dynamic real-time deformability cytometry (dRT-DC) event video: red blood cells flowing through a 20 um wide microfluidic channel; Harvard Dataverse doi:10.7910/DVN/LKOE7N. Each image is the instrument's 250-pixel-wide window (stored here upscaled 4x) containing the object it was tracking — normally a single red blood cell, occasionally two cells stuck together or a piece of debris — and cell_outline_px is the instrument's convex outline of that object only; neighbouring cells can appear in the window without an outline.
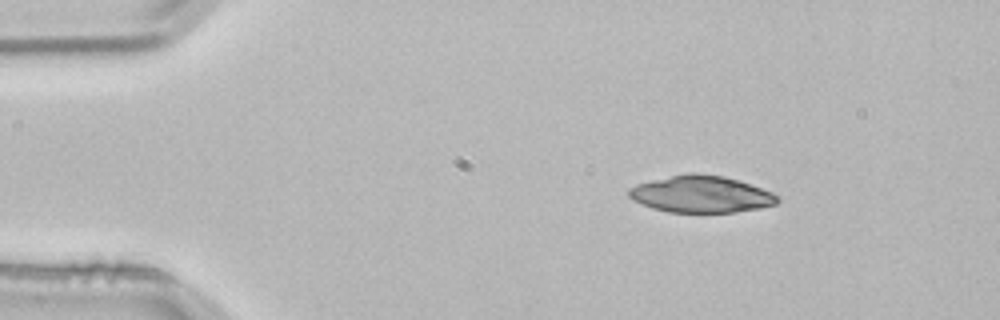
{"species": "common noctule bat (a hibernating species)", "species_latin": "Nyctalus noctula", "temperature_condition": "room temperature", "stored_images_in_passage": 3, "camera_frame_rate_fps": 3000, "um_per_image_px": 0.085, "animal": {"sex": "male", "body_mass_g": 21.5, "forearm_length_mm": 52.0}, "frame": {"image": 1, "passage_image": 1, "time_ms": 0.0, "image_size_px": [1000, 320], "cell_outline_px": [[780, 200], [776, 204], [760, 208], [732, 212], [668, 212], [652, 208], [632, 200], [628, 196], [628, 188], [636, 184], [652, 180], [688, 172], [696, 172], [724, 176], [772, 192]], "centroid_in_image_um": [59.54, 16.5], "position_along_channel_um": 25.5, "area_um2": 31.79}}